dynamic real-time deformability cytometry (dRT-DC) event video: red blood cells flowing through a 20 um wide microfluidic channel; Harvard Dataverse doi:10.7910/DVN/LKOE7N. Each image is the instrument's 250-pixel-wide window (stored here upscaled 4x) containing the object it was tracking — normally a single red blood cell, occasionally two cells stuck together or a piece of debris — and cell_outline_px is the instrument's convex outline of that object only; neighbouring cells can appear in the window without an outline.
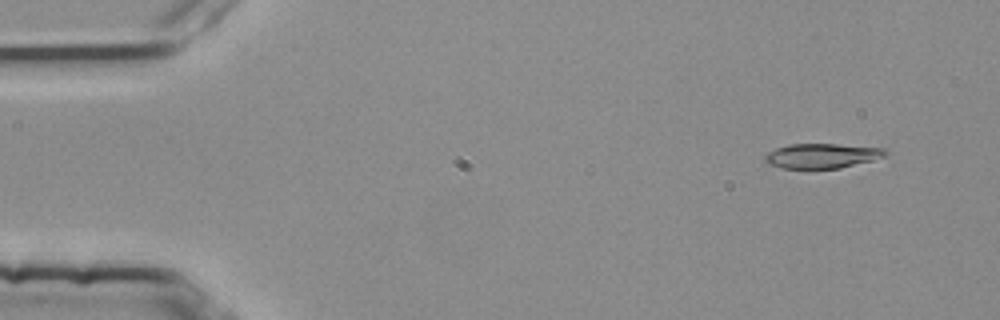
{"species": "common noctule bat (a hibernating species)", "species_latin": "Nyctalus noctula", "temperature_condition": "room temperature", "stored_images_in_passage": 4, "camera_frame_rate_fps": 3000, "um_per_image_px": 0.085, "animal": {"sex": "female", "body_mass_g": 25.1}, "frame": {"image": 1, "passage_image": 1, "time_ms": 0.0, "image_size_px": [1000, 320], "cell_outline_px": [[888, 152], [884, 156], [872, 160], [840, 168], [784, 168], [768, 164], [764, 160], [764, 156], [768, 152], [776, 148], [788, 144], [836, 144], [884, 148]], "centroid_in_image_um": [69.84, 13.24], "position_along_channel_um": 15.2, "area_um2": 17.22}}
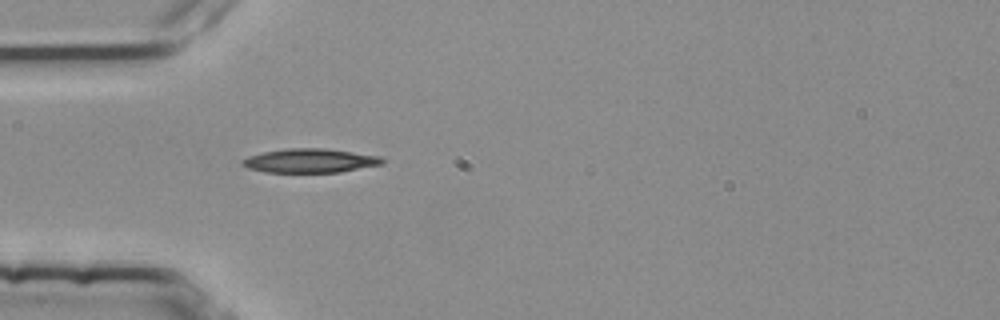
{"frame": {"image": 2, "passage_image": 4, "time_ms": 1.0, "image_size_px": [1000, 320], "cell_outline_px": [[384, 164], [340, 172], [264, 172], [248, 168], [240, 164], [240, 160], [248, 156], [264, 152], [288, 148], [324, 148], [384, 156]], "centroid_in_image_um": [26.38, 13.65], "position_along_channel_um": 58.6, "area_um2": 19.77}}